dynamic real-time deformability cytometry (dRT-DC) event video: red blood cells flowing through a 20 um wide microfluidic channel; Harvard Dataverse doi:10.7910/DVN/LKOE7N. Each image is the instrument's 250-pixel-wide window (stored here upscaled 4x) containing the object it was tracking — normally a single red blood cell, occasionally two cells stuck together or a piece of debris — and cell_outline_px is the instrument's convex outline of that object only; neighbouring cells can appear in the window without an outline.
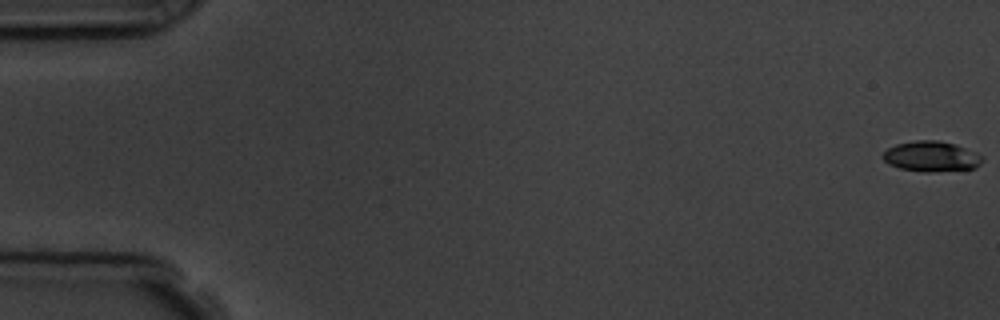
{"species": "common noctule bat (a hibernating species)", "species_latin": "Nyctalus noctula", "temperature_condition": "room temperature", "stored_images_in_passage": 10, "camera_frame_rate_fps": 3000, "um_per_image_px": 0.085, "animal": {"sex": "male", "body_mass_g": 19.5, "forearm_length_mm": 54.6}, "frame": {"image": 1, "passage_image": 1, "time_ms": 0.0, "image_size_px": [1000, 320], "cell_outline_px": [[984, 160], [976, 168], [928, 172], [924, 172], [900, 168], [888, 164], [884, 160], [884, 152], [888, 148], [896, 144], [916, 140], [940, 140], [956, 144], [976, 152], [984, 156]], "centroid_in_image_um": [79.21, 13.29], "position_along_channel_um": 5.8, "area_um2": 17.69}}